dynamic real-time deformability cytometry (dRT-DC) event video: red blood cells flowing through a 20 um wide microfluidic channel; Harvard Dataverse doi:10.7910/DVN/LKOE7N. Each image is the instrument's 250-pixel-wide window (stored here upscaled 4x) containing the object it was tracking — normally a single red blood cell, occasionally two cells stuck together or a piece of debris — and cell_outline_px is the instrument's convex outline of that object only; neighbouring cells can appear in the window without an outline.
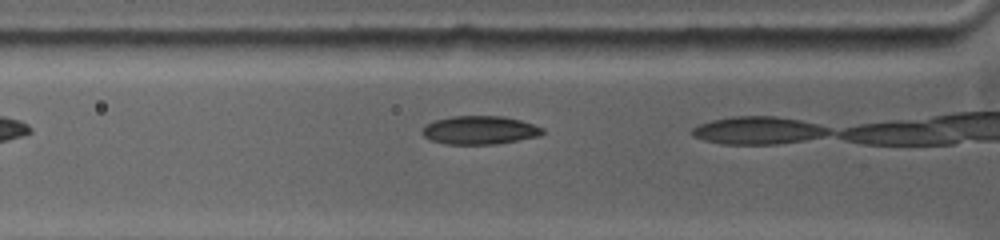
{"species": "common noctule bat (a hibernating species)", "species_latin": "Nyctalus noctula", "temperature_condition": "warm", "stored_images_in_passage": 12, "camera_frame_rate_fps": 5000, "um_per_image_px": 0.085, "animal": {"sex": "female", "body_mass_g": 19.0, "forearm_length_mm": 53.3}, "frame": {"image": 1, "passage_image": 4, "time_ms": 0.6, "image_size_px": [1000, 240], "cell_outline_px": [[544, 132], [540, 136], [492, 144], [448, 144], [432, 140], [424, 136], [420, 132], [424, 124], [436, 120], [452, 116], [504, 116], [520, 120], [544, 128]], "centroid_in_image_um": [40.75, 11.05], "position_along_channel_um": 85.0, "area_um2": 19.83}}